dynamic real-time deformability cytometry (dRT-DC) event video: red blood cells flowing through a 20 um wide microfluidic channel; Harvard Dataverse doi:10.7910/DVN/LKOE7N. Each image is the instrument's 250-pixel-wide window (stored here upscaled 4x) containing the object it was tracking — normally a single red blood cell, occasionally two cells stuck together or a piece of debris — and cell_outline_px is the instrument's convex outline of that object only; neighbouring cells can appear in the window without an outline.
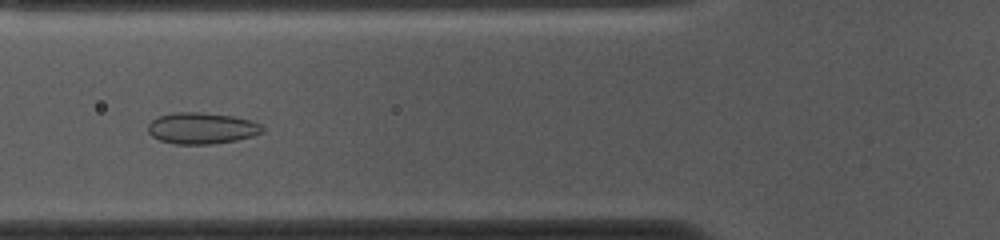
{"species": "common noctule bat (a hibernating species)", "species_latin": "Nyctalus noctula", "temperature_condition": "cold", "stored_images_in_passage": 54, "camera_frame_rate_fps": 3000, "um_per_image_px": 0.085, "animal": {"sex": "female", "body_mass_g": 10.0, "forearm_length_mm": 53.1}, "frame": {"image": 1, "passage_image": 19, "time_ms": 6.0, "image_size_px": [1000, 240], "cell_outline_px": [[264, 132], [252, 136], [236, 140], [212, 144], [176, 144], [160, 140], [152, 136], [148, 132], [148, 124], [152, 120], [160, 116], [172, 112], [196, 112], [232, 116], [252, 120], [260, 124], [264, 128]], "centroid_in_image_um": [17.16, 10.9], "position_along_channel_um": 108.6, "area_um2": 20.87}}
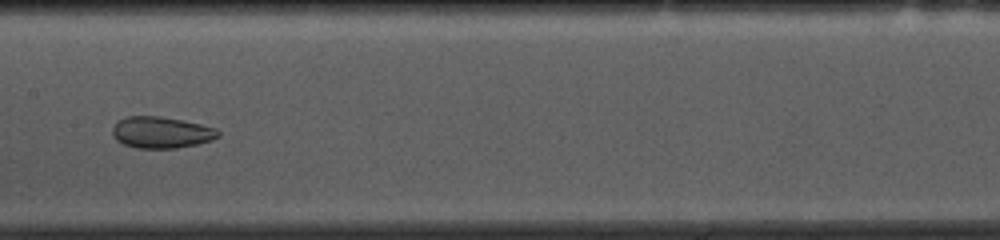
{"frame": {"image": 2, "passage_image": 26, "time_ms": 8.333, "image_size_px": [1000, 240], "cell_outline_px": [[220, 136], [212, 140], [196, 144], [176, 148], [136, 148], [124, 144], [116, 140], [112, 136], [112, 128], [116, 120], [128, 116], [160, 116], [184, 120], [216, 128], [220, 132]], "centroid_in_image_um": [13.69, 11.25], "position_along_channel_um": 193.7, "area_um2": 19.59}}
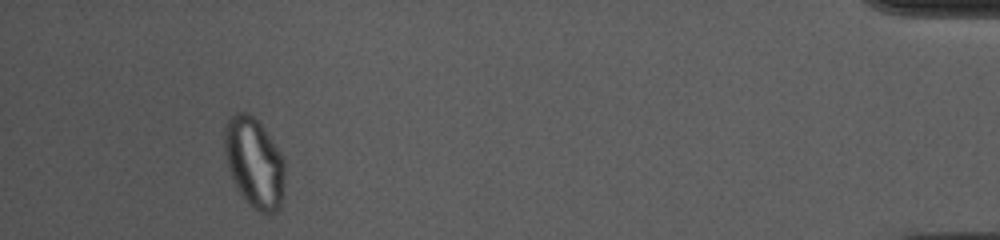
{"frame": {"image": 3, "passage_image": 50, "time_ms": 16.333, "image_size_px": [1000, 240], "cell_outline_px": [[284, 192], [280, 208], [276, 212], [268, 216], [252, 208], [248, 204], [240, 192], [228, 168], [224, 152], [224, 132], [228, 116], [236, 112], [248, 112], [260, 124], [280, 152], [284, 160]], "centroid_in_image_um": [21.62, 13.86], "position_along_channel_um": 413.6, "area_um2": 31.79}, "authors_computed_cell_mechanics": {"area_um2": 24.7673, "velocity_mm_per_s": 3.6274, "shape_relaxation_time_tau1_ms": null, "shape_relaxation_time_tau2_ms": 1.8177, "deformation_change_tau1": null, "deformation_change_tau2": 0.0611}}